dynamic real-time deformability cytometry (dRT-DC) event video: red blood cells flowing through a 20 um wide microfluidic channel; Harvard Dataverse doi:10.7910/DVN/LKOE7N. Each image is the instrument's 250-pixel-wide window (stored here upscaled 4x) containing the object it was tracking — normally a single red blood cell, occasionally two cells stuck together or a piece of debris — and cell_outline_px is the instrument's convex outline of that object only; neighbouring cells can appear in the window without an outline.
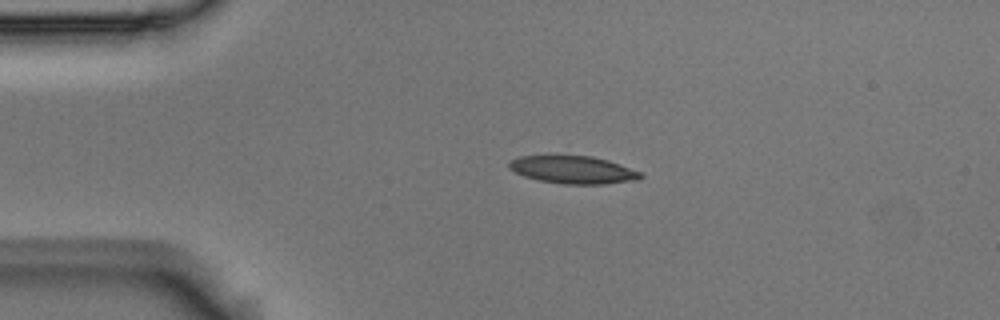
{"species": "Egyptian fruit bat (a non-hibernating species)", "species_latin": "Rousettus aegyptiacus", "temperature_condition": "room temperature", "stored_images_in_passage": 4, "camera_frame_rate_fps": 3000, "um_per_image_px": 0.085, "animal": {"sex": "male"}, "frame": {"image": 1, "passage_image": 3, "time_ms": 0.667, "image_size_px": [1000, 320], "cell_outline_px": [[644, 176], [636, 180], [604, 184], [564, 184], [536, 180], [524, 176], [508, 168], [508, 164], [512, 160], [520, 156], [592, 156], [608, 160], [644, 172]], "centroid_in_image_um": [48.76, 14.44], "position_along_channel_um": 36.2, "area_um2": 21.27}}